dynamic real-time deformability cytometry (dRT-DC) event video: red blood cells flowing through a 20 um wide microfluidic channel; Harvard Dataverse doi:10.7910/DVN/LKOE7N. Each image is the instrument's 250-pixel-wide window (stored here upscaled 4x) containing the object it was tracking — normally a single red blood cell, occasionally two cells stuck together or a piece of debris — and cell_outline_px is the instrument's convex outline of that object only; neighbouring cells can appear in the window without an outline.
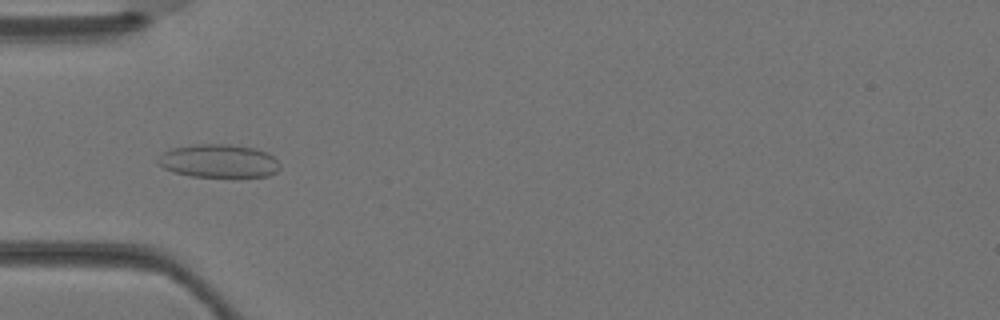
{"species": "Egyptian fruit bat (a non-hibernating species)", "species_latin": "Rousettus aegyptiacus", "temperature_condition": "warm", "stored_images_in_passage": 3, "camera_frame_rate_fps": 3000, "um_per_image_px": 0.085, "animal": {"sex": "female"}, "frame": {"image": 1, "passage_image": 3, "time_ms": 0.667, "image_size_px": [1000, 320], "cell_outline_px": [[280, 168], [276, 172], [268, 176], [188, 176], [172, 172], [156, 164], [156, 160], [164, 152], [172, 148], [196, 144], [228, 144], [252, 148], [264, 152], [272, 156], [280, 164]], "centroid_in_image_um": [18.54, 13.69], "position_along_channel_um": 66.5, "area_um2": 23.47}}